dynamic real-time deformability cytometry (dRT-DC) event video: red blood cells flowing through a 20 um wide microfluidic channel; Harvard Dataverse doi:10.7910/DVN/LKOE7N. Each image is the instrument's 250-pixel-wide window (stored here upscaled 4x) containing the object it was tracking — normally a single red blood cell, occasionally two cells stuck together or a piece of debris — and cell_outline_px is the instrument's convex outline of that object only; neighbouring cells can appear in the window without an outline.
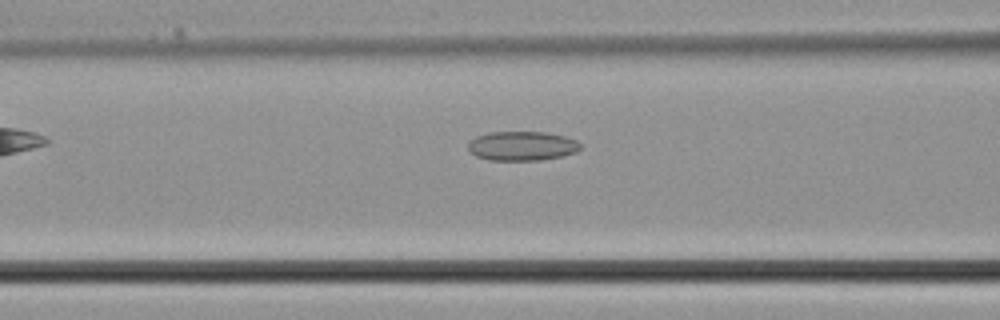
{"species": "common noctule bat (a hibernating species)", "species_latin": "Nyctalus noctula", "temperature_condition": "cold", "stored_images_in_passage": 25, "camera_frame_rate_fps": 3000, "um_per_image_px": 0.085, "animal": {"sex": "male", "body_mass_g": 21.5, "forearm_length_mm": 52.0}, "frame": {"image": 1, "passage_image": 6, "time_ms": 1.667, "image_size_px": [1000, 320], "cell_outline_px": [[580, 148], [576, 152], [564, 156], [540, 160], [488, 160], [476, 156], [468, 152], [468, 140], [476, 136], [488, 132], [544, 132], [564, 136], [576, 140], [580, 144]], "centroid_in_image_um": [44.33, 12.41], "position_along_channel_um": 122.3, "area_um2": 19.36}}
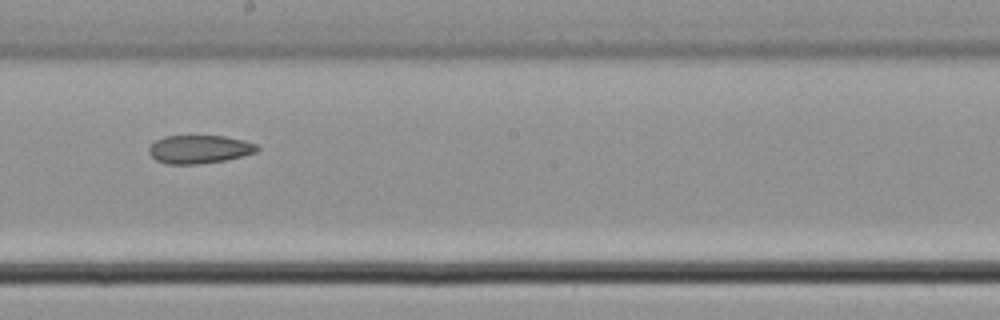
{"frame": {"image": 2, "passage_image": 12, "time_ms": 3.667, "image_size_px": [1000, 320], "cell_outline_px": [[260, 148], [256, 152], [224, 160], [200, 164], [168, 164], [156, 160], [148, 152], [148, 148], [156, 140], [164, 136], [224, 136], [244, 140], [256, 144]], "centroid_in_image_um": [16.93, 12.68], "position_along_channel_um": 231.3, "area_um2": 17.74}}
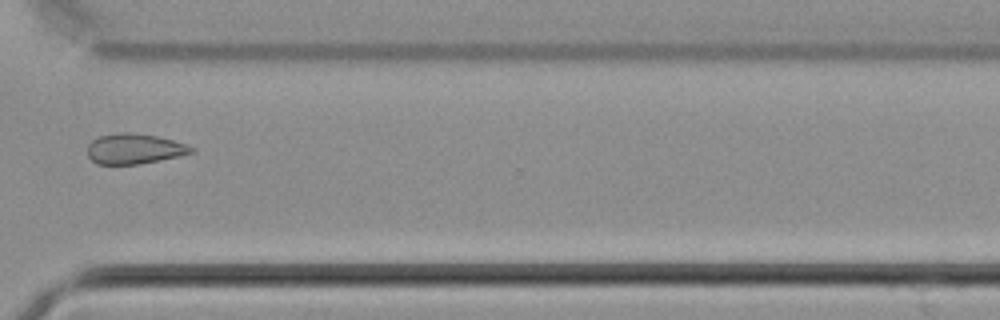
{"frame": {"image": 3, "passage_image": 19, "time_ms": 6.0, "image_size_px": [1000, 320], "cell_outline_px": [[196, 148], [192, 152], [180, 156], [140, 164], [96, 164], [88, 156], [88, 144], [92, 140], [100, 136], [124, 132], [156, 136], [172, 140]], "centroid_in_image_um": [11.41, 12.66], "position_along_channel_um": 359.2, "area_um2": 18.09}}